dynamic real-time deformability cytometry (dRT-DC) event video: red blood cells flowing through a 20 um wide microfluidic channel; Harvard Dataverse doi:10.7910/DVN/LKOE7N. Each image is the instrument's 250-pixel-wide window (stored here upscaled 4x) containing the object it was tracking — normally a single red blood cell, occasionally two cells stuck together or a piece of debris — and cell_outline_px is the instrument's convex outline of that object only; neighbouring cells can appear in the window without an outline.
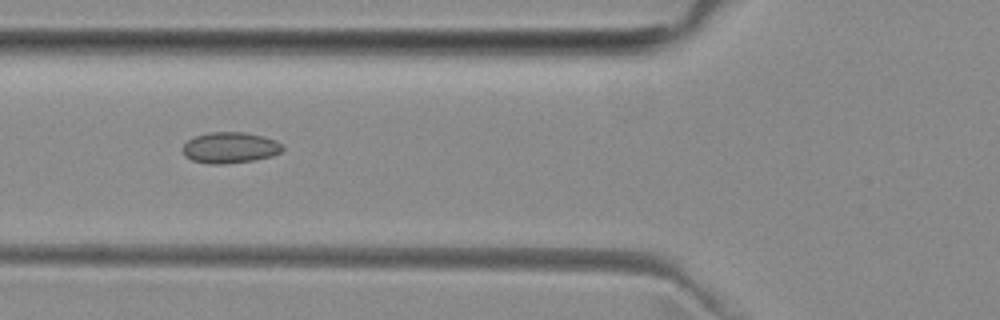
{"species": "common noctule bat (a hibernating species)", "species_latin": "Nyctalus noctula", "temperature_condition": "room temperature", "stored_images_in_passage": 4, "camera_frame_rate_fps": 3000, "um_per_image_px": 0.085, "animal": {"sex": "female", "body_mass_g": 29.2, "forearm_length_mm": 56.3}, "frame": {"image": 1, "passage_image": 2, "time_ms": 1.0, "image_size_px": [1000, 320], "cell_outline_px": [[284, 148], [280, 152], [272, 156], [252, 160], [224, 164], [208, 164], [192, 160], [184, 156], [184, 144], [188, 140], [196, 136], [208, 132], [244, 132], [264, 136], [276, 140]], "centroid_in_image_um": [19.55, 12.55], "position_along_channel_um": 106.2, "area_um2": 17.98}}
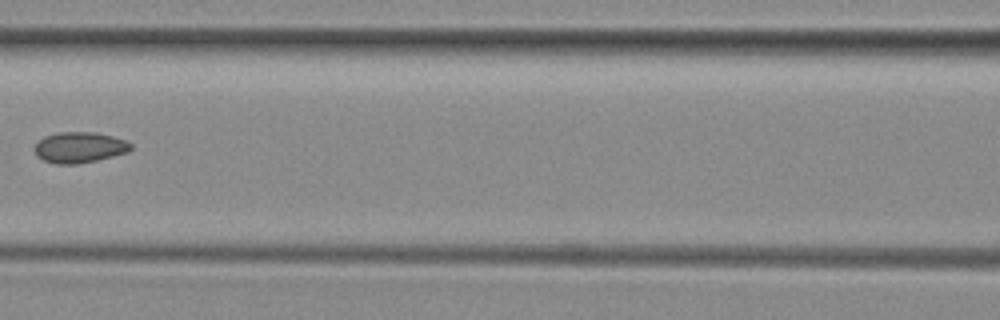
{"frame": {"image": 2, "passage_image": 3, "time_ms": 2.333, "image_size_px": [1000, 320], "cell_outline_px": [[132, 148], [128, 152], [96, 160], [76, 164], [56, 164], [44, 160], [36, 156], [32, 148], [44, 136], [56, 132], [92, 132], [112, 136], [124, 140], [132, 144]], "centroid_in_image_um": [6.71, 12.53], "position_along_channel_um": 159.9, "area_um2": 17.28}}
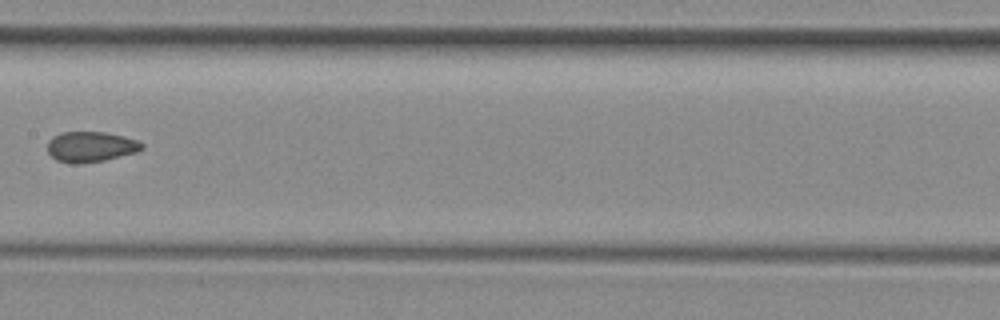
{"frame": {"image": 3, "passage_image": 4, "time_ms": 3.333, "image_size_px": [1000, 320], "cell_outline_px": [[144, 148], [136, 152], [104, 160], [76, 164], [72, 164], [56, 160], [48, 152], [48, 140], [52, 136], [60, 132], [104, 132], [136, 140], [144, 144]], "centroid_in_image_um": [7.67, 12.47], "position_along_channel_um": 199.7, "area_um2": 16.65}}